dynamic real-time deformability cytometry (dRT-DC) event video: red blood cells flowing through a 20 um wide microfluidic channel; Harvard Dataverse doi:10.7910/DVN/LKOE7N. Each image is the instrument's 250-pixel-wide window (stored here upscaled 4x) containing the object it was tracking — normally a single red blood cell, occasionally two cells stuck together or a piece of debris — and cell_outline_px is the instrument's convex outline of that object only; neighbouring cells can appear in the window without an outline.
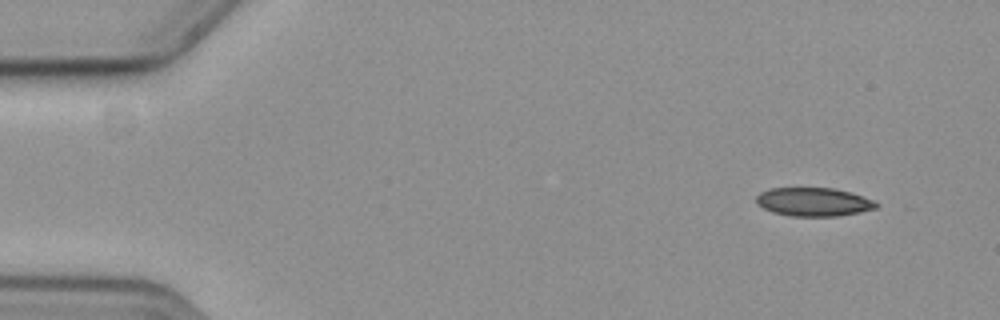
{"species": "common noctule bat (a hibernating species)", "species_latin": "Nyctalus noctula", "temperature_condition": "cold", "stored_images_in_passage": 54, "camera_frame_rate_fps": 3000, "um_per_image_px": 0.085, "animal": {"sex": "female", "body_mass_g": 19.3, "forearm_length_mm": 54.1}, "frame": {"image": 1, "passage_image": 1, "time_ms": 0.0, "image_size_px": [1000, 320], "cell_outline_px": [[880, 204], [876, 208], [860, 212], [836, 216], [792, 216], [772, 212], [756, 204], [756, 196], [760, 192], [768, 188], [832, 188], [852, 192], [872, 200]], "centroid_in_image_um": [69.14, 17.16], "position_along_channel_um": 15.9, "area_um2": 20.0}}
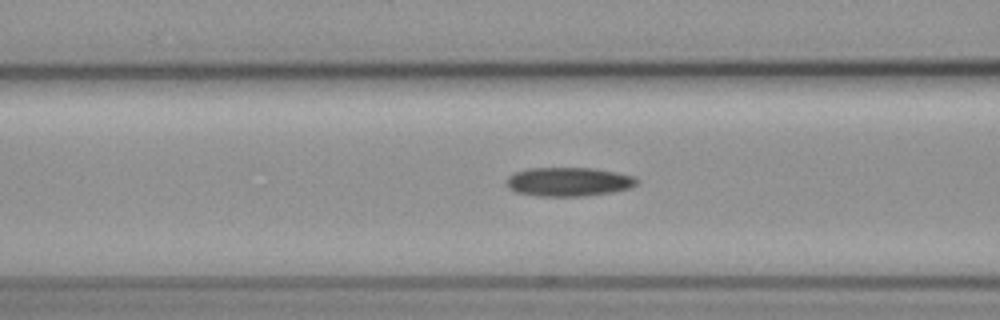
{"frame": {"image": 2, "passage_image": 19, "time_ms": 6.0, "image_size_px": [1000, 320], "cell_outline_px": [[640, 180], [632, 188], [612, 192], [584, 196], [536, 196], [516, 192], [508, 188], [508, 176], [516, 172], [528, 168], [592, 168], [616, 172], [636, 176]], "centroid_in_image_um": [48.38, 15.45], "position_along_channel_um": 118.2, "area_um2": 22.08}}
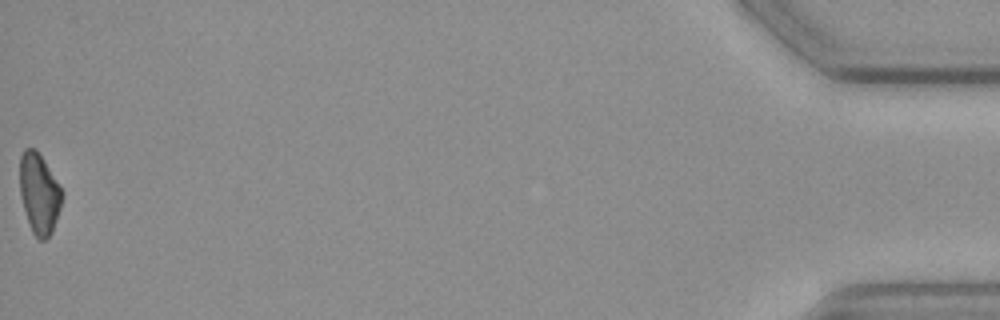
{"frame": {"image": 3, "passage_image": 54, "time_ms": 17.667, "image_size_px": [1000, 320], "cell_outline_px": [[60, 208], [52, 232], [44, 240], [40, 240], [32, 232], [20, 196], [20, 156], [24, 148], [36, 148], [44, 160], [60, 188]], "centroid_in_image_um": [3.29, 16.42], "position_along_channel_um": 431.9, "area_um2": 19.25}}